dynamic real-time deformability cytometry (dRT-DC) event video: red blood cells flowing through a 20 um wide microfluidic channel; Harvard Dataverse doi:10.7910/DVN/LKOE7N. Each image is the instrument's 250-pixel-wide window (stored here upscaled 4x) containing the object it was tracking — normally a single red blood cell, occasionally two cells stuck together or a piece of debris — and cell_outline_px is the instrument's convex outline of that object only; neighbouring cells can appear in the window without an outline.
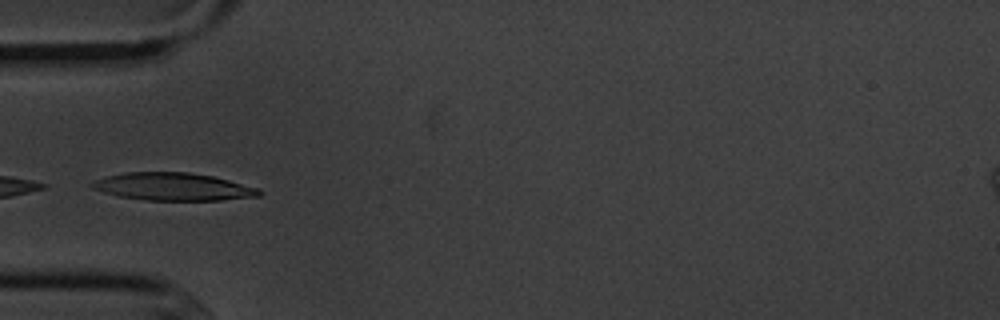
{"species": "common noctule bat (a hibernating species)", "species_latin": "Nyctalus noctula", "temperature_condition": "cold", "stored_images_in_passage": 5, "camera_frame_rate_fps": 3000, "um_per_image_px": 0.085, "animal": {"sex": "male", "body_mass_g": 20.1, "forearm_length_mm": 53.5}, "frame": {"image": 1, "passage_image": 5, "time_ms": 5.667, "image_size_px": [1000, 320], "cell_outline_px": [[264, 192], [260, 196], [220, 200], [144, 200], [120, 196], [104, 192], [92, 188], [88, 184], [96, 180], [108, 176], [124, 172], [188, 172], [212, 176], [260, 188]], "centroid_in_image_um": [14.74, 15.87], "position_along_channel_um": 70.3, "area_um2": 26.88}}